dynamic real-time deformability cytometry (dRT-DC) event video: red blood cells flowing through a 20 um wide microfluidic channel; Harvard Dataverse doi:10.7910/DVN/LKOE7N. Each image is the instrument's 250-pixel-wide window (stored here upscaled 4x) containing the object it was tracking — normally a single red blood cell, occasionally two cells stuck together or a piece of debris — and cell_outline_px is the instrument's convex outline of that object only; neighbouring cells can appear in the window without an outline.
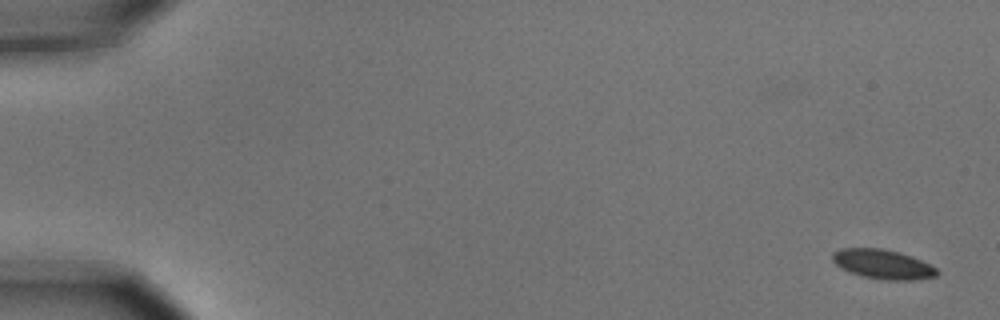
{"species": "common noctule bat (a hibernating species)", "species_latin": "Nyctalus noctula", "temperature_condition": "cold", "stored_images_in_passage": 11, "camera_frame_rate_fps": 3000, "um_per_image_px": 0.085, "animal": {"sex": "male", "body_mass_g": 15.6}, "frame": {"image": 1, "passage_image": 1, "time_ms": 0.0, "image_size_px": [1000, 320], "cell_outline_px": [[940, 272], [936, 276], [916, 280], [880, 280], [860, 276], [848, 272], [840, 268], [832, 260], [832, 252], [840, 248], [884, 248], [900, 252], [912, 256], [936, 268]], "centroid_in_image_um": [75.01, 22.46], "position_along_channel_um": 10.0, "area_um2": 18.26}}
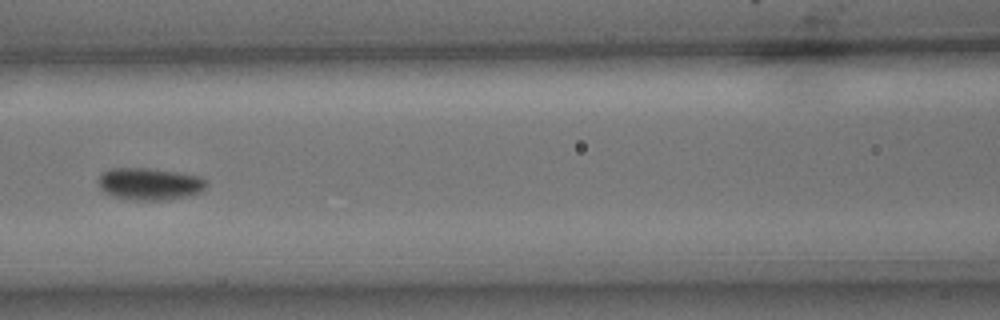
{"frame": {"image": 2, "passage_image": 7, "time_ms": 2.0, "image_size_px": [1000, 320], "cell_outline_px": [[208, 184], [200, 192], [168, 200], [132, 200], [112, 196], [104, 192], [100, 188], [100, 176], [104, 172], [112, 168], [148, 168], [180, 172], [200, 176]], "centroid_in_image_um": [12.73, 15.63], "position_along_channel_um": 153.9, "area_um2": 20.11}}
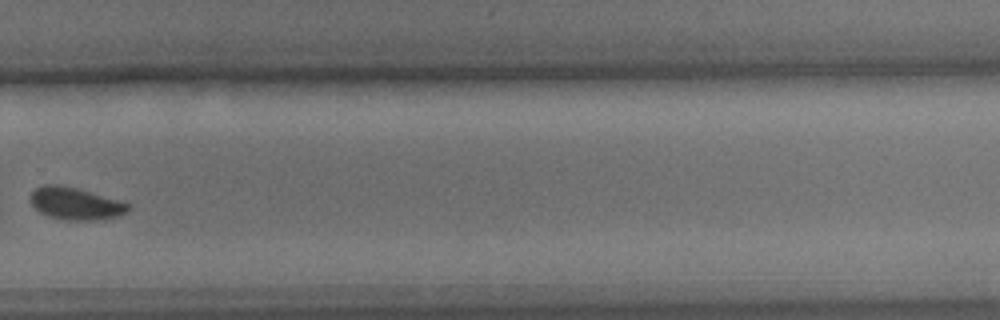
{"frame": {"image": 3, "passage_image": 11, "time_ms": 3.333, "image_size_px": [1000, 320], "cell_outline_px": [[132, 208], [128, 212], [116, 216], [96, 220], [68, 220], [48, 216], [40, 212], [32, 204], [32, 192], [36, 188], [44, 184], [60, 184], [76, 188], [116, 200], [128, 204]], "centroid_in_image_um": [6.41, 17.3], "position_along_channel_um": 323.4, "area_um2": 17.98}}